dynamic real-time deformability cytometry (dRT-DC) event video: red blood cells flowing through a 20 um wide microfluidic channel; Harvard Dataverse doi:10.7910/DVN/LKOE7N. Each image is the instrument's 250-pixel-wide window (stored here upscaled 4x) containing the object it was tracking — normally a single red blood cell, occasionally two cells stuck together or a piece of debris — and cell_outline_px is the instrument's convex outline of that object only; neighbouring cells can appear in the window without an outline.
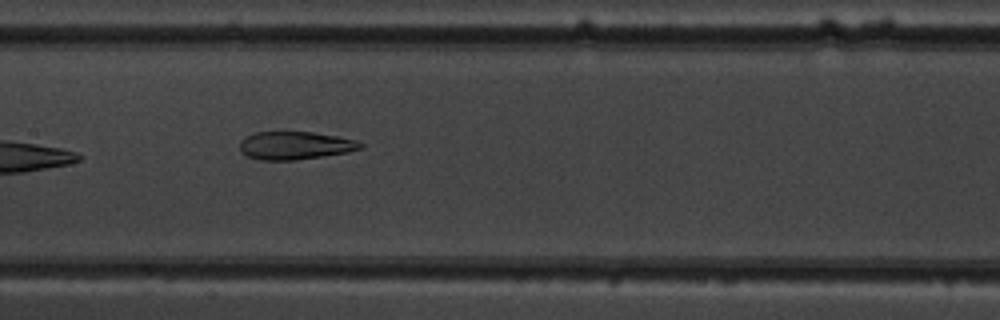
{"species": "common noctule bat (a hibernating species)", "species_latin": "Nyctalus noctula", "temperature_condition": "warm", "stored_images_in_passage": 8, "camera_frame_rate_fps": 3000, "um_per_image_px": 0.085, "animal": {"sex": "male", "body_mass_g": 19.5, "forearm_length_mm": 54.6}, "frame": {"image": 1, "passage_image": 7, "time_ms": 8.0, "image_size_px": [1000, 320], "cell_outline_px": [[364, 148], [348, 152], [324, 156], [296, 160], [260, 160], [248, 156], [240, 152], [240, 140], [256, 132], [312, 132], [336, 136], [356, 140], [364, 144]], "centroid_in_image_um": [25.1, 12.37], "position_along_channel_um": 182.3, "area_um2": 19.71}}
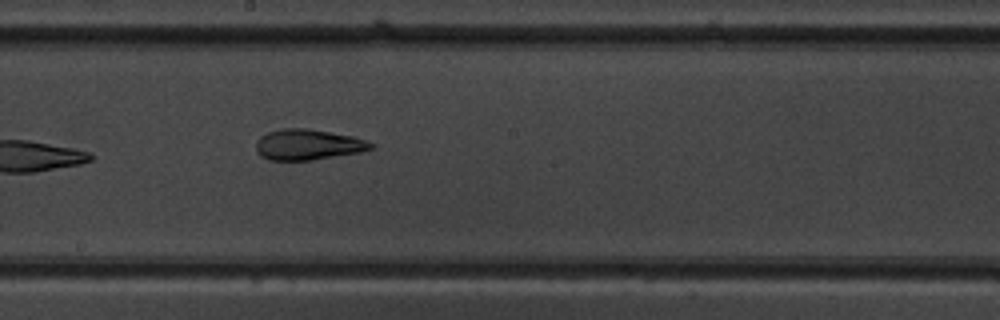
{"frame": {"image": 2, "passage_image": 8, "time_ms": 9.0, "image_size_px": [1000, 320], "cell_outline_px": [[376, 144], [372, 148], [360, 152], [312, 160], [268, 160], [260, 156], [256, 152], [256, 140], [260, 136], [268, 132], [284, 128], [308, 128], [352, 136]], "centroid_in_image_um": [26.14, 12.29], "position_along_channel_um": 222.1, "area_um2": 20.58}}